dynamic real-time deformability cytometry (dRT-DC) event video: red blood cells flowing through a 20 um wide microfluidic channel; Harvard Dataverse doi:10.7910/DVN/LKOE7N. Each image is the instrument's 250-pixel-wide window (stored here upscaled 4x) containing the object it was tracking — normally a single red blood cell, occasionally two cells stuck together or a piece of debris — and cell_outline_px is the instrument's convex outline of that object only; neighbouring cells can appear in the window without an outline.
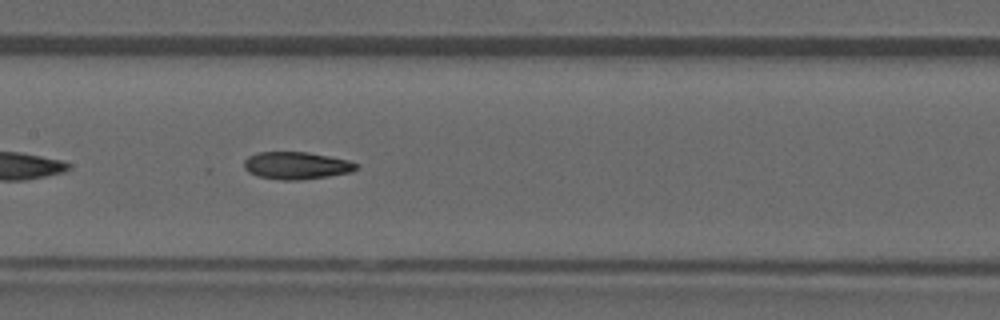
{"species": "common noctule bat (a hibernating species)", "species_latin": "Nyctalus noctula", "temperature_condition": "warm", "stored_images_in_passage": 12, "camera_frame_rate_fps": 3000, "um_per_image_px": 0.085, "animal": {"sex": "male", "forearm_length_mm": 52.5}, "frame": {"image": 1, "passage_image": 10, "time_ms": 3.0, "image_size_px": [1000, 320], "cell_outline_px": [[360, 168], [352, 172], [328, 176], [300, 180], [280, 180], [256, 176], [248, 172], [244, 168], [244, 160], [248, 156], [260, 152], [308, 152], [348, 160], [356, 164]], "centroid_in_image_um": [25.18, 14.08], "position_along_channel_um": 182.2, "area_um2": 17.98}}